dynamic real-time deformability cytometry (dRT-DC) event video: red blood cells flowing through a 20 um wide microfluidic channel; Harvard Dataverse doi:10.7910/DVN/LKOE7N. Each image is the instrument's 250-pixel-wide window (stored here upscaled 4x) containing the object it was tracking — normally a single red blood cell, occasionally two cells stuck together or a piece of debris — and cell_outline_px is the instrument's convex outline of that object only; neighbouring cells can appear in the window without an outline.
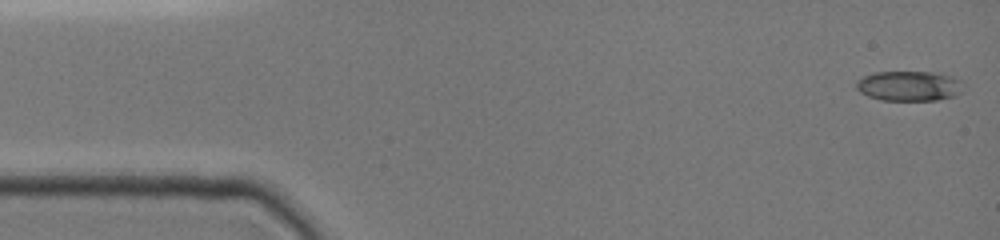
{"species": "common noctule bat (a hibernating species)", "species_latin": "Nyctalus noctula", "temperature_condition": "cold", "stored_images_in_passage": 30, "camera_frame_rate_fps": 3000, "um_per_image_px": 0.085, "animal": {"sex": "female", "body_mass_g": 19.0, "forearm_length_mm": 51.5}, "frame": {"image": 1, "passage_image": 1, "time_ms": 0.0, "image_size_px": [1000, 240], "cell_outline_px": [[960, 80], [952, 96], [936, 100], [880, 100], [868, 96], [860, 92], [856, 84], [864, 76], [876, 72], [940, 72], [952, 76]], "centroid_in_image_um": [77.19, 7.29], "position_along_channel_um": 7.8, "area_um2": 18.09}}
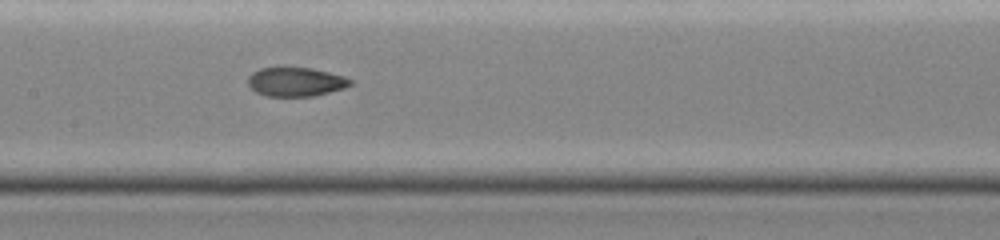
{"frame": {"image": 2, "passage_image": 12, "time_ms": 3.667, "image_size_px": [1000, 240], "cell_outline_px": [[352, 84], [344, 88], [312, 96], [268, 96], [256, 92], [248, 84], [248, 76], [252, 72], [260, 68], [312, 68], [344, 76], [352, 80]], "centroid_in_image_um": [25.13, 6.95], "position_along_channel_um": 182.3, "area_um2": 17.11}}
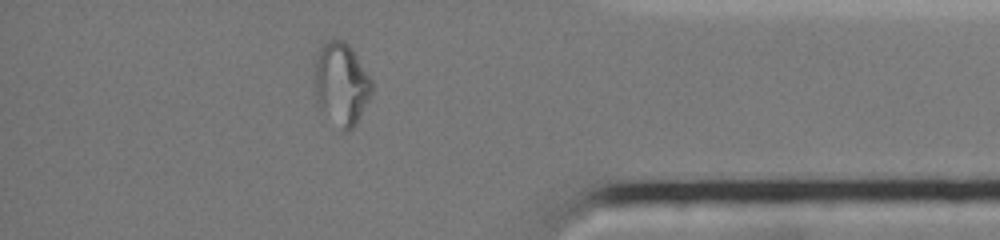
{"frame": {"image": 3, "passage_image": 25, "time_ms": 8.0, "image_size_px": [1000, 240], "cell_outline_px": [[372, 92], [356, 124], [348, 132], [320, 108], [316, 100], [316, 52], [328, 40], [340, 40], [348, 44], [372, 80]], "centroid_in_image_um": [29.03, 7.1], "position_along_channel_um": 406.2, "area_um2": 26.53}}